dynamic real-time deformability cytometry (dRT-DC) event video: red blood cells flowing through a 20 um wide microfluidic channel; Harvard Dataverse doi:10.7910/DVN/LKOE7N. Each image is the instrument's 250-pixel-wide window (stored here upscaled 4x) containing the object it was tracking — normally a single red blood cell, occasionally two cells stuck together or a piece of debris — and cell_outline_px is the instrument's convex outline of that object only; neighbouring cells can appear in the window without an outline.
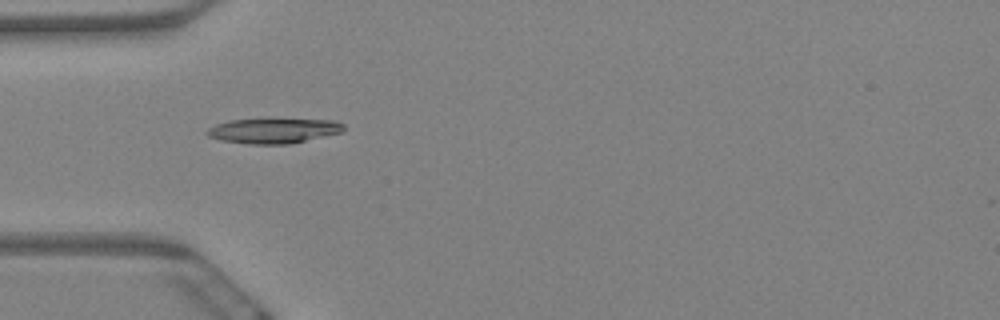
{"species": "Egyptian fruit bat (a non-hibernating species)", "species_latin": "Rousettus aegyptiacus", "temperature_condition": "warm", "stored_images_in_passage": 9, "camera_frame_rate_fps": 3000, "um_per_image_px": 0.085, "animal": {"sex": "female"}, "frame": {"image": 1, "passage_image": 6, "time_ms": 1.667, "image_size_px": [1000, 320], "cell_outline_px": [[344, 132], [292, 144], [248, 144], [224, 140], [208, 136], [204, 132], [208, 128], [216, 124], [228, 120], [332, 120], [344, 124]], "centroid_in_image_um": [23.27, 11.13], "position_along_channel_um": 61.7, "area_um2": 19.71}}
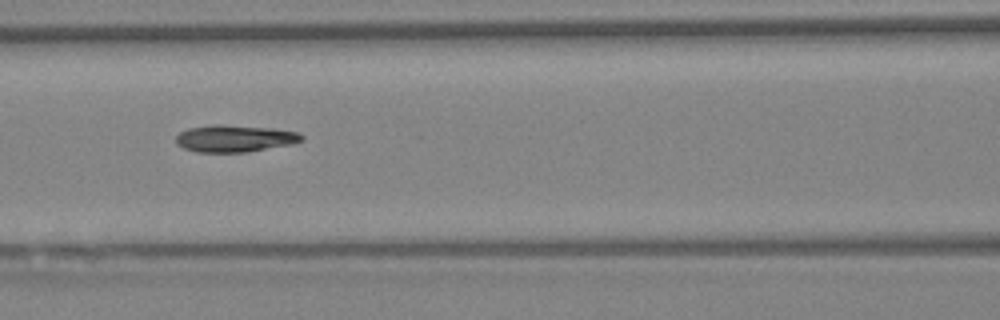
{"frame": {"image": 2, "passage_image": 8, "time_ms": 2.333, "image_size_px": [1000, 320], "cell_outline_px": [[304, 140], [292, 144], [248, 152], [196, 152], [184, 148], [176, 144], [176, 136], [180, 132], [188, 128], [216, 124], [220, 124], [272, 128], [300, 132], [304, 136]], "centroid_in_image_um": [19.97, 11.77], "position_along_channel_um": 146.6, "area_um2": 19.94}}
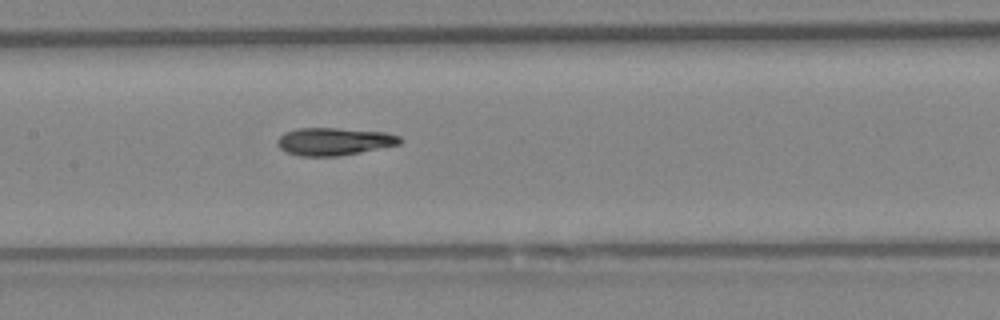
{"frame": {"image": 3, "passage_image": 9, "time_ms": 2.667, "image_size_px": [1000, 320], "cell_outline_px": [[404, 140], [400, 144], [360, 152], [336, 156], [300, 156], [288, 152], [280, 148], [276, 140], [284, 132], [296, 128], [336, 128], [388, 132], [400, 136]], "centroid_in_image_um": [28.42, 12.01], "position_along_channel_um": 179.0, "area_um2": 19.77}}